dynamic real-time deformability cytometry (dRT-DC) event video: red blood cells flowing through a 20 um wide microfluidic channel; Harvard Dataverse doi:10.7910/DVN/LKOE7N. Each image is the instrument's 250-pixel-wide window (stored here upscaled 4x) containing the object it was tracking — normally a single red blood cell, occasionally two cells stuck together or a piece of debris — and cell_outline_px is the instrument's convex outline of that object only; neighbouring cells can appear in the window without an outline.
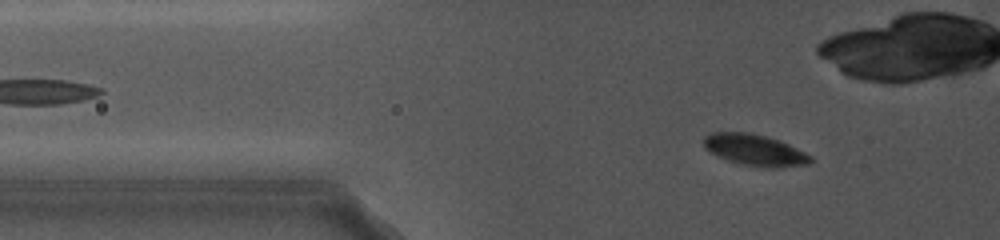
{"species": "common noctule bat (a hibernating species)", "species_latin": "Nyctalus noctula", "temperature_condition": "cold", "stored_images_in_passage": 30, "camera_frame_rate_fps": 5000, "um_per_image_px": 0.085, "animal": {"sex": "female", "body_mass_g": 19.0, "forearm_length_mm": 56.7}, "frame": {"image": 1, "passage_image": 9, "time_ms": 3.0, "image_size_px": [1000, 240], "cell_outline_px": [[812, 160], [808, 164], [780, 168], [764, 168], [740, 164], [716, 156], [708, 152], [704, 148], [704, 136], [712, 132], [744, 132], [764, 136], [780, 140], [812, 156]], "centroid_in_image_um": [64.14, 12.77], "position_along_channel_um": 61.7, "area_um2": 19.65}}
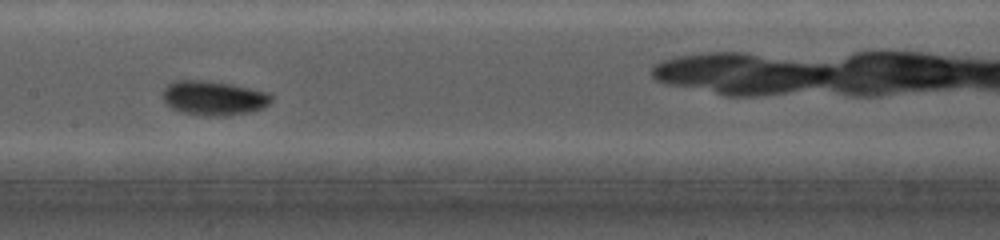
{"frame": {"image": 2, "passage_image": 17, "time_ms": 7.4, "image_size_px": [1000, 240], "cell_outline_px": [[272, 100], [268, 104], [260, 108], [248, 112], [224, 116], [196, 116], [172, 108], [164, 100], [164, 88], [168, 84], [176, 80], [200, 80], [228, 84], [268, 92], [272, 96]], "centroid_in_image_um": [18.15, 8.34], "position_along_channel_um": 189.3, "area_um2": 21.44}}
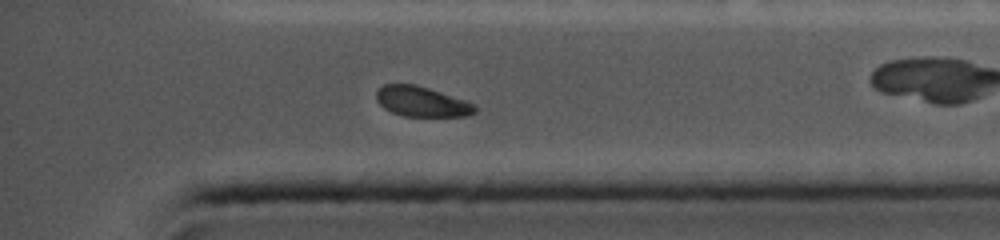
{"frame": {"image": 3, "passage_image": 29, "time_ms": 12.8, "image_size_px": [1000, 240], "cell_outline_px": [[476, 112], [468, 116], [404, 116], [392, 112], [384, 108], [376, 100], [376, 92], [384, 84], [416, 84], [464, 100], [472, 104], [476, 108]], "centroid_in_image_um": [35.82, 8.64], "position_along_channel_um": 399.4, "area_um2": 17.11}, "authors_computed_cell_mechanics": {"area_um2": 19.1318, "velocity_mm_per_s": 3.8777, "shape_relaxation_time_tau1_ms": 2.2974, "shape_relaxation_time_tau2_ms": null, "deformation_change_tau1": 0.0616, "deformation_change_tau2": null}}